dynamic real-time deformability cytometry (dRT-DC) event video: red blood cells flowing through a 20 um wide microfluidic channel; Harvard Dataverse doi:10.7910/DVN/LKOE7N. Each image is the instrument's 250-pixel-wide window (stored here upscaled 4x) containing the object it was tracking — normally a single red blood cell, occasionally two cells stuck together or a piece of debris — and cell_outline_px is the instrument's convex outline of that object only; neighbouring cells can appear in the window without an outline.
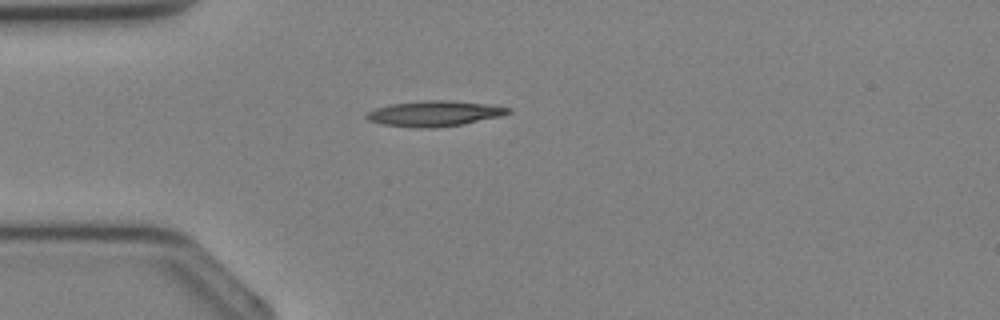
{"species": "Egyptian fruit bat (a non-hibernating species)", "species_latin": "Rousettus aegyptiacus", "temperature_condition": "cold", "stored_images_in_passage": 15, "camera_frame_rate_fps": 3000, "um_per_image_px": 0.085, "animal": {"sex": "female"}, "frame": {"image": 1, "passage_image": 2, "time_ms": 0.333, "image_size_px": [1000, 320], "cell_outline_px": [[512, 112], [500, 116], [464, 124], [436, 128], [416, 128], [384, 124], [368, 120], [364, 116], [368, 112], [376, 108], [392, 104], [428, 100], [448, 100], [488, 104], [512, 108]], "centroid_in_image_um": [36.96, 9.65], "position_along_channel_um": 48.0, "area_um2": 20.98}}
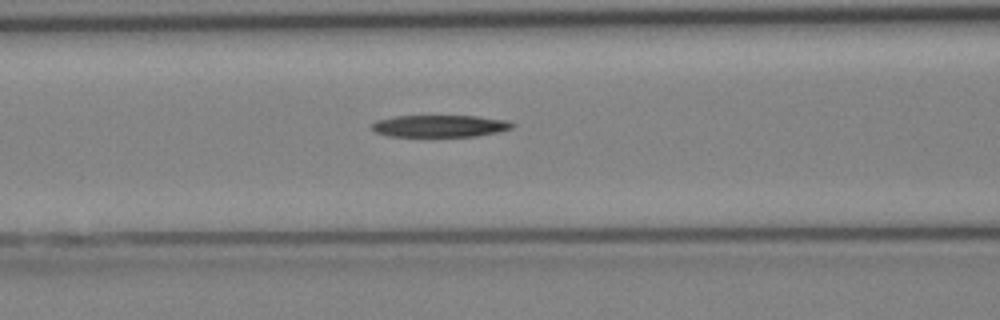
{"frame": {"image": 2, "passage_image": 7, "time_ms": 2.0, "image_size_px": [1000, 320], "cell_outline_px": [[516, 124], [512, 128], [500, 132], [476, 136], [388, 136], [376, 132], [372, 128], [372, 124], [376, 120], [396, 116], [480, 116], [508, 120]], "centroid_in_image_um": [37.45, 10.7], "position_along_channel_um": 129.2, "area_um2": 18.09}}
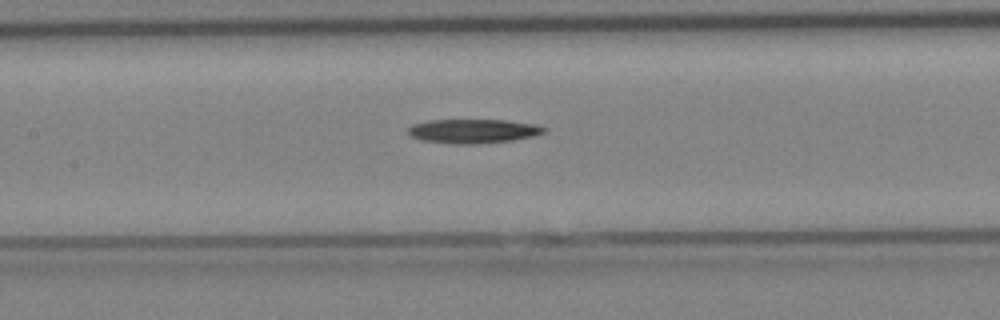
{"frame": {"image": 3, "passage_image": 9, "time_ms": 2.667, "image_size_px": [1000, 320], "cell_outline_px": [[548, 132], [536, 136], [512, 140], [472, 144], [456, 144], [420, 140], [412, 136], [408, 132], [408, 128], [412, 124], [428, 120], [508, 120], [536, 124], [548, 128]], "centroid_in_image_um": [40.28, 11.14], "position_along_channel_um": 167.1, "area_um2": 19.31}}